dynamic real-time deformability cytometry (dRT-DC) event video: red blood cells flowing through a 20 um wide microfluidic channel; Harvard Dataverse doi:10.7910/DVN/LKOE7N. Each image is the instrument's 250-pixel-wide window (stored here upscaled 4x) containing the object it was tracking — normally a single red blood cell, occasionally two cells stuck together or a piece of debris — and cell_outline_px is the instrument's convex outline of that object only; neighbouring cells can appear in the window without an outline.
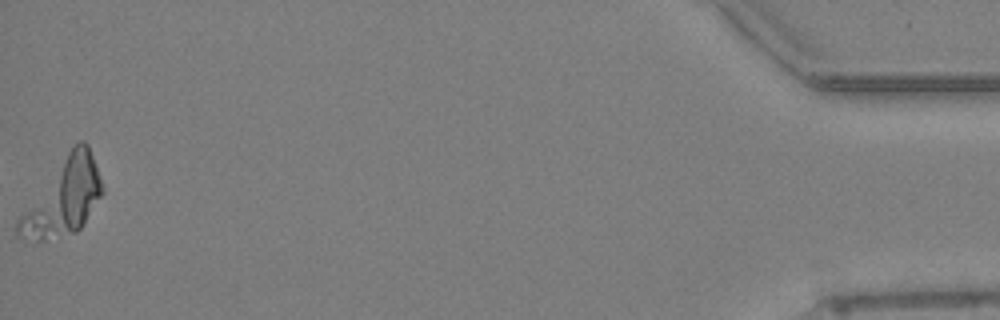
{"species": "Egyptian fruit bat (a non-hibernating species)", "species_latin": "Rousettus aegyptiacus", "temperature_condition": "warm", "stored_images_in_passage": 55, "camera_frame_rate_fps": 3000, "um_per_image_px": 0.085, "animal": {"sex": "female"}, "frame": {"image": 1, "passage_image": 55, "time_ms": 18.0, "image_size_px": [1000, 320], "cell_outline_px": [[104, 192], [80, 228], [76, 232], [44, 240], [36, 240], [20, 236], [16, 232], [16, 220], [68, 152], [80, 140], [84, 140], [88, 144], [104, 188]], "centroid_in_image_um": [5.4, 16.8], "position_along_channel_um": 429.8, "area_um2": 35.89}}